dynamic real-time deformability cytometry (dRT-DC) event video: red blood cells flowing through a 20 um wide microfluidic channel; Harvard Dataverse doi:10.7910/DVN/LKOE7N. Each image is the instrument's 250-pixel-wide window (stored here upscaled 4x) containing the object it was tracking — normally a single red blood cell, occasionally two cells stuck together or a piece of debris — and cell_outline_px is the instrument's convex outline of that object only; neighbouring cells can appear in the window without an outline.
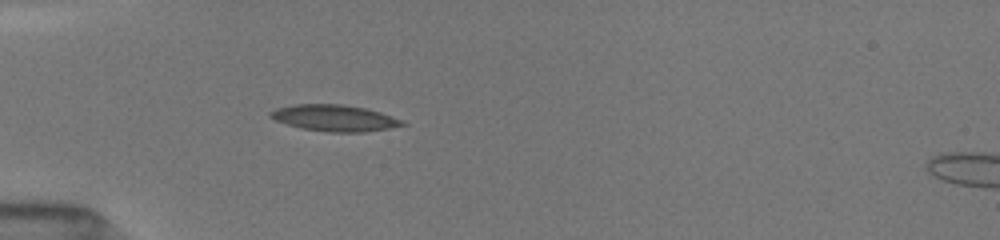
{"species": "common noctule bat (a hibernating species)", "species_latin": "Nyctalus noctula", "temperature_condition": "room temperature", "stored_images_in_passage": 7, "camera_frame_rate_fps": 3000, "um_per_image_px": 0.085, "animal": {"sex": "female", "body_mass_g": 19.5, "forearm_length_mm": 54.1}, "frame": {"image": 1, "passage_image": 7, "time_ms": 5.0, "image_size_px": [1000, 240], "cell_outline_px": [[408, 124], [388, 128], [364, 132], [328, 132], [300, 128], [276, 120], [268, 116], [268, 112], [276, 108], [292, 104], [344, 104], [364, 108], [380, 112], [404, 120]], "centroid_in_image_um": [28.42, 10.02], "position_along_channel_um": 56.6, "area_um2": 20.35}}